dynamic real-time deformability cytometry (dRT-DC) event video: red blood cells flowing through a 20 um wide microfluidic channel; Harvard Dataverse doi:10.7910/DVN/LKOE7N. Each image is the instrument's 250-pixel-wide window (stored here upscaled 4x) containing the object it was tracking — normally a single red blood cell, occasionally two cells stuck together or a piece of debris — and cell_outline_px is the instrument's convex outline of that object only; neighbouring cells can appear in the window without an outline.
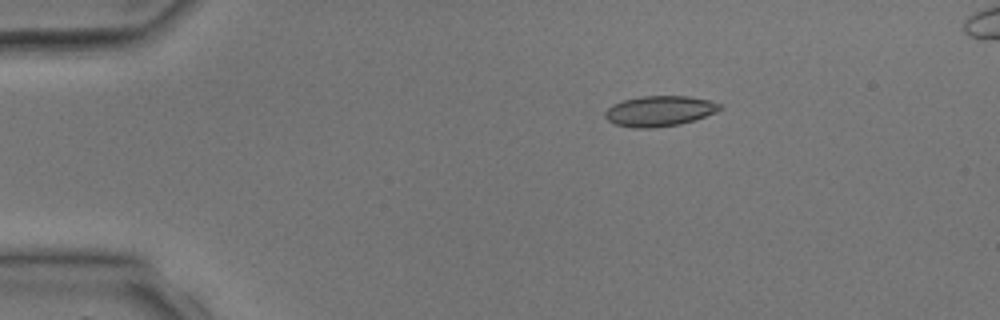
{"species": "common noctule bat (a hibernating species)", "species_latin": "Nyctalus noctula", "temperature_condition": "room temperature", "stored_images_in_passage": 4, "camera_frame_rate_fps": 3000, "um_per_image_px": 0.085, "animal": {"sex": "male", "body_mass_g": 17.9, "forearm_length_mm": 54.2}, "frame": {"image": 1, "passage_image": 2, "time_ms": 1.333, "image_size_px": [1000, 320], "cell_outline_px": [[724, 108], [716, 112], [680, 124], [652, 128], [636, 128], [616, 124], [608, 120], [604, 116], [604, 112], [608, 108], [624, 100], [644, 96], [688, 96], [708, 100], [724, 104]], "centroid_in_image_um": [56.1, 9.43], "position_along_channel_um": 28.9, "area_um2": 20.17}}